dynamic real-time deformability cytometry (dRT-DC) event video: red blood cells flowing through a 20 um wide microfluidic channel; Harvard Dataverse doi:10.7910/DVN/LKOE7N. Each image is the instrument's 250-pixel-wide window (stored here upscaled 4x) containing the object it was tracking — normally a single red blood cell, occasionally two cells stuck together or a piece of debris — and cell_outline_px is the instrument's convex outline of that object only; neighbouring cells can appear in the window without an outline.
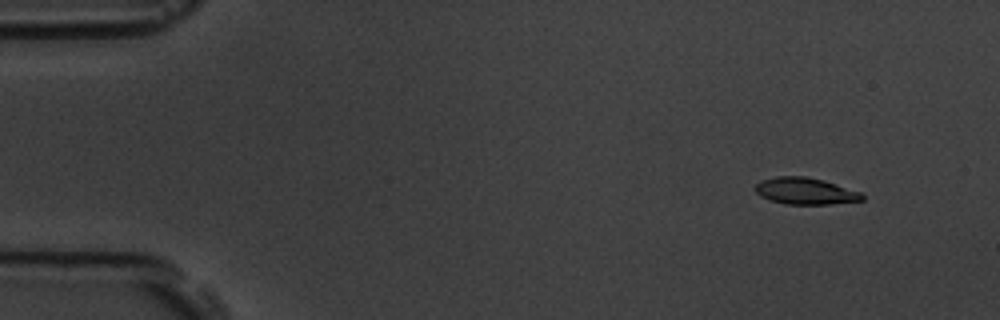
{"species": "common noctule bat (a hibernating species)", "species_latin": "Nyctalus noctula", "temperature_condition": "room temperature", "stored_images_in_passage": 10, "camera_frame_rate_fps": 3000, "um_per_image_px": 0.085, "animal": {"sex": "male", "body_mass_g": 19.5, "forearm_length_mm": 54.6}, "frame": {"image": 1, "passage_image": 1, "time_ms": 0.0, "image_size_px": [1000, 320], "cell_outline_px": [[864, 200], [828, 204], [788, 204], [772, 200], [760, 196], [752, 188], [760, 180], [776, 176], [804, 176], [824, 180], [860, 192], [864, 196]], "centroid_in_image_um": [68.42, 16.23], "position_along_channel_um": 16.6, "area_um2": 16.59}}
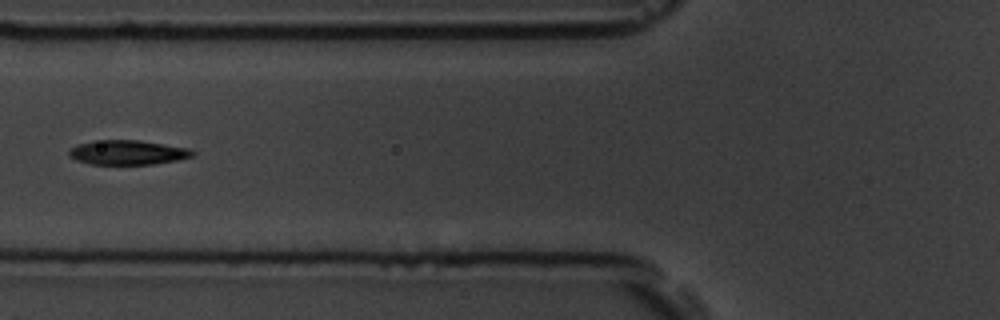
{"frame": {"image": 2, "passage_image": 6, "time_ms": 5.667, "image_size_px": [1000, 320], "cell_outline_px": [[196, 152], [192, 156], [176, 160], [152, 164], [92, 164], [76, 160], [68, 156], [68, 152], [72, 148], [80, 144], [92, 140], [140, 140], [188, 148]], "centroid_in_image_um": [10.84, 12.95], "position_along_channel_um": 115.0, "area_um2": 17.51}}
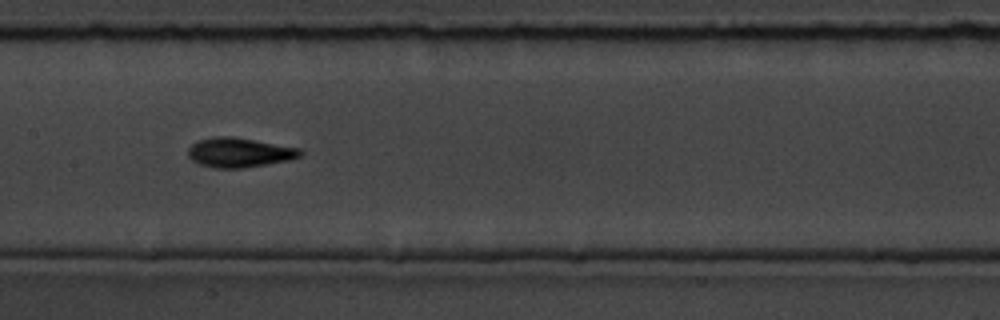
{"frame": {"image": 3, "passage_image": 8, "time_ms": 7.667, "image_size_px": [1000, 320], "cell_outline_px": [[304, 152], [300, 156], [288, 160], [244, 168], [212, 168], [200, 164], [192, 160], [188, 156], [188, 148], [196, 140], [212, 136], [232, 136], [300, 148]], "centroid_in_image_um": [20.31, 12.95], "position_along_channel_um": 187.1, "area_um2": 19.42}}